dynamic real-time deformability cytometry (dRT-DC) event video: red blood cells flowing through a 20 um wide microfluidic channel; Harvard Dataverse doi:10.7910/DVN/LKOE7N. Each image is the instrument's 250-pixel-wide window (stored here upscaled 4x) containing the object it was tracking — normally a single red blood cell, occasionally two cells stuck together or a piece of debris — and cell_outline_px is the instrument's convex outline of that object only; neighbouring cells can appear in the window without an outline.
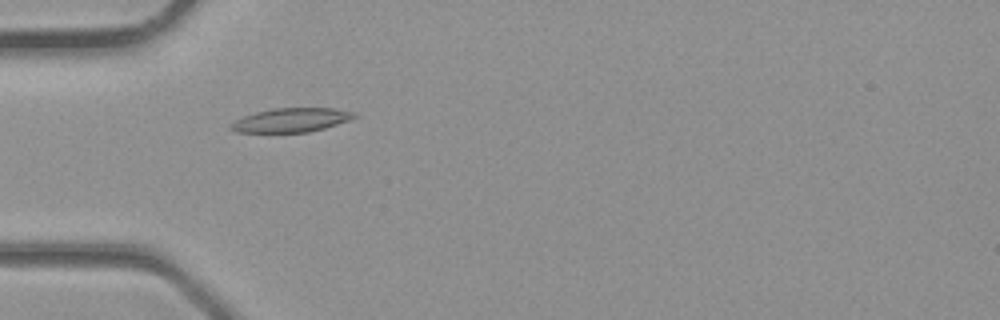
{"species": "common noctule bat (a hibernating species)", "species_latin": "Nyctalus noctula", "temperature_condition": "room temperature", "stored_images_in_passage": 4, "camera_frame_rate_fps": 3000, "um_per_image_px": 0.085, "animal": {"sex": "male", "body_mass_g": 23.1, "forearm_length_mm": 52.7}, "frame": {"image": 1, "passage_image": 4, "time_ms": 1.0, "image_size_px": [1000, 320], "cell_outline_px": [[360, 116], [352, 120], [324, 128], [308, 132], [236, 132], [228, 128], [236, 120], [244, 116], [256, 112], [272, 108], [332, 108], [356, 112]], "centroid_in_image_um": [24.82, 10.2], "position_along_channel_um": 60.2, "area_um2": 17.34}}